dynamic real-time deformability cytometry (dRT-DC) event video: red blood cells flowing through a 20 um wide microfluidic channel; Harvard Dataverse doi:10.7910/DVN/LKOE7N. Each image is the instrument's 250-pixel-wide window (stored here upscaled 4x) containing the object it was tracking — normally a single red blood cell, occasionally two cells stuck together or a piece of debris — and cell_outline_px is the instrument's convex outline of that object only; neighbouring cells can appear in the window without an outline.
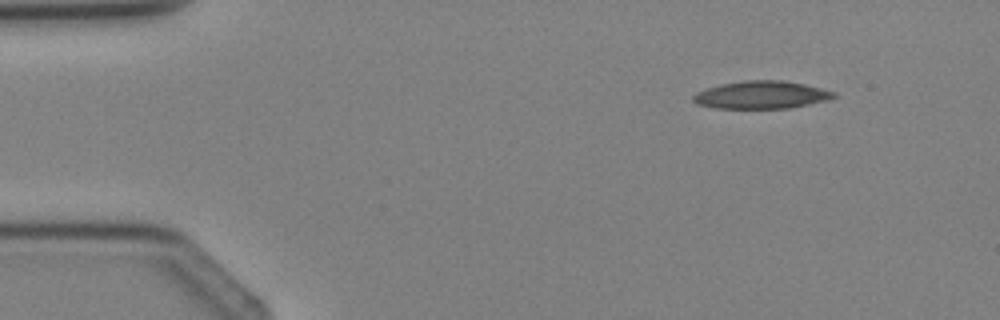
{"species": "Egyptian fruit bat (a non-hibernating species)", "species_latin": "Rousettus aegyptiacus", "temperature_condition": "cold", "stored_images_in_passage": 3, "camera_frame_rate_fps": 3000, "um_per_image_px": 0.085, "animal": {"sex": "female"}, "frame": {"image": 1, "passage_image": 1, "time_ms": 0.0, "image_size_px": [1000, 320], "cell_outline_px": [[836, 96], [828, 100], [788, 108], [716, 108], [696, 104], [692, 100], [692, 96], [696, 92], [720, 84], [744, 80], [784, 80], [804, 84], [836, 92]], "centroid_in_image_um": [64.7, 8.06], "position_along_channel_um": 20.3, "area_um2": 22.66}}
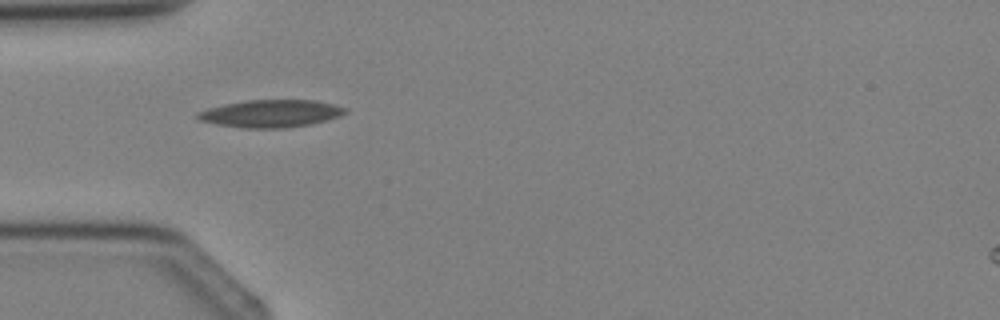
{"frame": {"image": 2, "passage_image": 3, "time_ms": 2.333, "image_size_px": [1000, 320], "cell_outline_px": [[348, 112], [340, 116], [312, 124], [288, 128], [240, 128], [216, 124], [200, 120], [196, 116], [196, 112], [208, 108], [224, 104], [248, 100], [316, 100], [348, 108]], "centroid_in_image_um": [23.04, 9.65], "position_along_channel_um": 62.0, "area_um2": 23.81}}